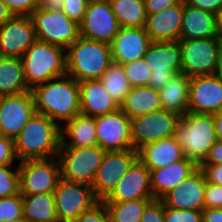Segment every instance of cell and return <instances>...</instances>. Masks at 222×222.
Returning a JSON list of instances; mask_svg holds the SVG:
<instances>
[{
  "label": "cell",
  "mask_w": 222,
  "mask_h": 222,
  "mask_svg": "<svg viewBox=\"0 0 222 222\" xmlns=\"http://www.w3.org/2000/svg\"><path fill=\"white\" fill-rule=\"evenodd\" d=\"M31 92L36 113L48 116L60 126L80 114L78 81L67 74L35 86Z\"/></svg>",
  "instance_id": "1"
},
{
  "label": "cell",
  "mask_w": 222,
  "mask_h": 222,
  "mask_svg": "<svg viewBox=\"0 0 222 222\" xmlns=\"http://www.w3.org/2000/svg\"><path fill=\"white\" fill-rule=\"evenodd\" d=\"M14 145L19 162L56 157L61 146V126L35 113L14 139Z\"/></svg>",
  "instance_id": "2"
},
{
  "label": "cell",
  "mask_w": 222,
  "mask_h": 222,
  "mask_svg": "<svg viewBox=\"0 0 222 222\" xmlns=\"http://www.w3.org/2000/svg\"><path fill=\"white\" fill-rule=\"evenodd\" d=\"M174 137L185 157L200 166L217 141L213 115L185 113L178 121Z\"/></svg>",
  "instance_id": "3"
},
{
  "label": "cell",
  "mask_w": 222,
  "mask_h": 222,
  "mask_svg": "<svg viewBox=\"0 0 222 222\" xmlns=\"http://www.w3.org/2000/svg\"><path fill=\"white\" fill-rule=\"evenodd\" d=\"M110 45L79 37L66 49V74L78 82L100 79L112 63Z\"/></svg>",
  "instance_id": "4"
},
{
  "label": "cell",
  "mask_w": 222,
  "mask_h": 222,
  "mask_svg": "<svg viewBox=\"0 0 222 222\" xmlns=\"http://www.w3.org/2000/svg\"><path fill=\"white\" fill-rule=\"evenodd\" d=\"M21 59L30 90L51 79L66 75V49L61 46L36 40Z\"/></svg>",
  "instance_id": "5"
},
{
  "label": "cell",
  "mask_w": 222,
  "mask_h": 222,
  "mask_svg": "<svg viewBox=\"0 0 222 222\" xmlns=\"http://www.w3.org/2000/svg\"><path fill=\"white\" fill-rule=\"evenodd\" d=\"M106 151L100 146L66 147L60 146L57 158L60 163L61 178L92 185Z\"/></svg>",
  "instance_id": "6"
},
{
  "label": "cell",
  "mask_w": 222,
  "mask_h": 222,
  "mask_svg": "<svg viewBox=\"0 0 222 222\" xmlns=\"http://www.w3.org/2000/svg\"><path fill=\"white\" fill-rule=\"evenodd\" d=\"M37 40L67 49L79 37V24L62 10H47L39 6L31 15Z\"/></svg>",
  "instance_id": "7"
},
{
  "label": "cell",
  "mask_w": 222,
  "mask_h": 222,
  "mask_svg": "<svg viewBox=\"0 0 222 222\" xmlns=\"http://www.w3.org/2000/svg\"><path fill=\"white\" fill-rule=\"evenodd\" d=\"M182 51L181 73L188 77L215 74L222 41L218 37L180 39Z\"/></svg>",
  "instance_id": "8"
},
{
  "label": "cell",
  "mask_w": 222,
  "mask_h": 222,
  "mask_svg": "<svg viewBox=\"0 0 222 222\" xmlns=\"http://www.w3.org/2000/svg\"><path fill=\"white\" fill-rule=\"evenodd\" d=\"M19 185L22 195L53 193L61 178L60 163L56 157L18 162Z\"/></svg>",
  "instance_id": "9"
},
{
  "label": "cell",
  "mask_w": 222,
  "mask_h": 222,
  "mask_svg": "<svg viewBox=\"0 0 222 222\" xmlns=\"http://www.w3.org/2000/svg\"><path fill=\"white\" fill-rule=\"evenodd\" d=\"M58 222H74L99 200L91 185L60 178L53 192Z\"/></svg>",
  "instance_id": "10"
},
{
  "label": "cell",
  "mask_w": 222,
  "mask_h": 222,
  "mask_svg": "<svg viewBox=\"0 0 222 222\" xmlns=\"http://www.w3.org/2000/svg\"><path fill=\"white\" fill-rule=\"evenodd\" d=\"M152 73L149 86L160 90L175 74L181 73L182 51L178 41L152 42L143 57Z\"/></svg>",
  "instance_id": "11"
},
{
  "label": "cell",
  "mask_w": 222,
  "mask_h": 222,
  "mask_svg": "<svg viewBox=\"0 0 222 222\" xmlns=\"http://www.w3.org/2000/svg\"><path fill=\"white\" fill-rule=\"evenodd\" d=\"M181 116L164 109L131 118L134 150L147 143L173 137Z\"/></svg>",
  "instance_id": "12"
},
{
  "label": "cell",
  "mask_w": 222,
  "mask_h": 222,
  "mask_svg": "<svg viewBox=\"0 0 222 222\" xmlns=\"http://www.w3.org/2000/svg\"><path fill=\"white\" fill-rule=\"evenodd\" d=\"M120 25L109 0H90L79 23L80 37L110 45Z\"/></svg>",
  "instance_id": "13"
},
{
  "label": "cell",
  "mask_w": 222,
  "mask_h": 222,
  "mask_svg": "<svg viewBox=\"0 0 222 222\" xmlns=\"http://www.w3.org/2000/svg\"><path fill=\"white\" fill-rule=\"evenodd\" d=\"M137 159L134 149L106 151L91 185L95 197L103 201Z\"/></svg>",
  "instance_id": "14"
},
{
  "label": "cell",
  "mask_w": 222,
  "mask_h": 222,
  "mask_svg": "<svg viewBox=\"0 0 222 222\" xmlns=\"http://www.w3.org/2000/svg\"><path fill=\"white\" fill-rule=\"evenodd\" d=\"M97 145L105 151L134 149L131 118L121 109L95 117Z\"/></svg>",
  "instance_id": "15"
},
{
  "label": "cell",
  "mask_w": 222,
  "mask_h": 222,
  "mask_svg": "<svg viewBox=\"0 0 222 222\" xmlns=\"http://www.w3.org/2000/svg\"><path fill=\"white\" fill-rule=\"evenodd\" d=\"M36 113L31 91L0 97V134L15 139Z\"/></svg>",
  "instance_id": "16"
},
{
  "label": "cell",
  "mask_w": 222,
  "mask_h": 222,
  "mask_svg": "<svg viewBox=\"0 0 222 222\" xmlns=\"http://www.w3.org/2000/svg\"><path fill=\"white\" fill-rule=\"evenodd\" d=\"M36 40L30 16L13 15L0 27V57L21 58Z\"/></svg>",
  "instance_id": "17"
},
{
  "label": "cell",
  "mask_w": 222,
  "mask_h": 222,
  "mask_svg": "<svg viewBox=\"0 0 222 222\" xmlns=\"http://www.w3.org/2000/svg\"><path fill=\"white\" fill-rule=\"evenodd\" d=\"M222 110V80L215 74L190 77L188 112L215 114Z\"/></svg>",
  "instance_id": "18"
},
{
  "label": "cell",
  "mask_w": 222,
  "mask_h": 222,
  "mask_svg": "<svg viewBox=\"0 0 222 222\" xmlns=\"http://www.w3.org/2000/svg\"><path fill=\"white\" fill-rule=\"evenodd\" d=\"M138 199H154L150 170L137 159L118 182L104 203H121Z\"/></svg>",
  "instance_id": "19"
},
{
  "label": "cell",
  "mask_w": 222,
  "mask_h": 222,
  "mask_svg": "<svg viewBox=\"0 0 222 222\" xmlns=\"http://www.w3.org/2000/svg\"><path fill=\"white\" fill-rule=\"evenodd\" d=\"M206 177L198 168L188 178L184 179L173 190L168 192L161 200L166 207L173 209H187L202 211L204 207V192Z\"/></svg>",
  "instance_id": "20"
},
{
  "label": "cell",
  "mask_w": 222,
  "mask_h": 222,
  "mask_svg": "<svg viewBox=\"0 0 222 222\" xmlns=\"http://www.w3.org/2000/svg\"><path fill=\"white\" fill-rule=\"evenodd\" d=\"M151 43L145 27H120L110 44L112 61L123 65L142 59Z\"/></svg>",
  "instance_id": "21"
},
{
  "label": "cell",
  "mask_w": 222,
  "mask_h": 222,
  "mask_svg": "<svg viewBox=\"0 0 222 222\" xmlns=\"http://www.w3.org/2000/svg\"><path fill=\"white\" fill-rule=\"evenodd\" d=\"M183 0L178 4L147 15L145 29L152 42L180 40Z\"/></svg>",
  "instance_id": "22"
},
{
  "label": "cell",
  "mask_w": 222,
  "mask_h": 222,
  "mask_svg": "<svg viewBox=\"0 0 222 222\" xmlns=\"http://www.w3.org/2000/svg\"><path fill=\"white\" fill-rule=\"evenodd\" d=\"M80 90V114L98 117L120 109V105L106 91L99 79L78 82Z\"/></svg>",
  "instance_id": "23"
},
{
  "label": "cell",
  "mask_w": 222,
  "mask_h": 222,
  "mask_svg": "<svg viewBox=\"0 0 222 222\" xmlns=\"http://www.w3.org/2000/svg\"><path fill=\"white\" fill-rule=\"evenodd\" d=\"M198 168L199 166L193 160L184 157L163 168L150 170L151 191L154 199H162Z\"/></svg>",
  "instance_id": "24"
},
{
  "label": "cell",
  "mask_w": 222,
  "mask_h": 222,
  "mask_svg": "<svg viewBox=\"0 0 222 222\" xmlns=\"http://www.w3.org/2000/svg\"><path fill=\"white\" fill-rule=\"evenodd\" d=\"M137 151L138 159L149 170L163 168L185 157L181 146L174 136L147 143Z\"/></svg>",
  "instance_id": "25"
},
{
  "label": "cell",
  "mask_w": 222,
  "mask_h": 222,
  "mask_svg": "<svg viewBox=\"0 0 222 222\" xmlns=\"http://www.w3.org/2000/svg\"><path fill=\"white\" fill-rule=\"evenodd\" d=\"M217 37L216 15L188 6L183 0L180 39H205Z\"/></svg>",
  "instance_id": "26"
},
{
  "label": "cell",
  "mask_w": 222,
  "mask_h": 222,
  "mask_svg": "<svg viewBox=\"0 0 222 222\" xmlns=\"http://www.w3.org/2000/svg\"><path fill=\"white\" fill-rule=\"evenodd\" d=\"M95 117L78 114L61 126V146H96Z\"/></svg>",
  "instance_id": "27"
},
{
  "label": "cell",
  "mask_w": 222,
  "mask_h": 222,
  "mask_svg": "<svg viewBox=\"0 0 222 222\" xmlns=\"http://www.w3.org/2000/svg\"><path fill=\"white\" fill-rule=\"evenodd\" d=\"M190 77L178 73L160 89L162 109L183 116L188 112Z\"/></svg>",
  "instance_id": "28"
},
{
  "label": "cell",
  "mask_w": 222,
  "mask_h": 222,
  "mask_svg": "<svg viewBox=\"0 0 222 222\" xmlns=\"http://www.w3.org/2000/svg\"><path fill=\"white\" fill-rule=\"evenodd\" d=\"M120 109L129 118L161 110L159 91L150 86L132 87L120 105Z\"/></svg>",
  "instance_id": "29"
},
{
  "label": "cell",
  "mask_w": 222,
  "mask_h": 222,
  "mask_svg": "<svg viewBox=\"0 0 222 222\" xmlns=\"http://www.w3.org/2000/svg\"><path fill=\"white\" fill-rule=\"evenodd\" d=\"M28 91L22 59L0 57V97Z\"/></svg>",
  "instance_id": "30"
},
{
  "label": "cell",
  "mask_w": 222,
  "mask_h": 222,
  "mask_svg": "<svg viewBox=\"0 0 222 222\" xmlns=\"http://www.w3.org/2000/svg\"><path fill=\"white\" fill-rule=\"evenodd\" d=\"M23 218L27 222H58L53 193L22 195Z\"/></svg>",
  "instance_id": "31"
},
{
  "label": "cell",
  "mask_w": 222,
  "mask_h": 222,
  "mask_svg": "<svg viewBox=\"0 0 222 222\" xmlns=\"http://www.w3.org/2000/svg\"><path fill=\"white\" fill-rule=\"evenodd\" d=\"M120 27L143 28L147 22L144 0H109Z\"/></svg>",
  "instance_id": "32"
},
{
  "label": "cell",
  "mask_w": 222,
  "mask_h": 222,
  "mask_svg": "<svg viewBox=\"0 0 222 222\" xmlns=\"http://www.w3.org/2000/svg\"><path fill=\"white\" fill-rule=\"evenodd\" d=\"M106 91L121 105L131 90V85L122 64L112 62L99 79Z\"/></svg>",
  "instance_id": "33"
},
{
  "label": "cell",
  "mask_w": 222,
  "mask_h": 222,
  "mask_svg": "<svg viewBox=\"0 0 222 222\" xmlns=\"http://www.w3.org/2000/svg\"><path fill=\"white\" fill-rule=\"evenodd\" d=\"M154 199L105 203L110 222H140L145 207Z\"/></svg>",
  "instance_id": "34"
},
{
  "label": "cell",
  "mask_w": 222,
  "mask_h": 222,
  "mask_svg": "<svg viewBox=\"0 0 222 222\" xmlns=\"http://www.w3.org/2000/svg\"><path fill=\"white\" fill-rule=\"evenodd\" d=\"M123 68L131 87L149 86L152 71L144 58L123 64Z\"/></svg>",
  "instance_id": "35"
},
{
  "label": "cell",
  "mask_w": 222,
  "mask_h": 222,
  "mask_svg": "<svg viewBox=\"0 0 222 222\" xmlns=\"http://www.w3.org/2000/svg\"><path fill=\"white\" fill-rule=\"evenodd\" d=\"M0 166V198L13 196L20 192L18 163ZM14 168V169H13Z\"/></svg>",
  "instance_id": "36"
},
{
  "label": "cell",
  "mask_w": 222,
  "mask_h": 222,
  "mask_svg": "<svg viewBox=\"0 0 222 222\" xmlns=\"http://www.w3.org/2000/svg\"><path fill=\"white\" fill-rule=\"evenodd\" d=\"M23 198L19 192L13 196L0 198V222L23 217Z\"/></svg>",
  "instance_id": "37"
},
{
  "label": "cell",
  "mask_w": 222,
  "mask_h": 222,
  "mask_svg": "<svg viewBox=\"0 0 222 222\" xmlns=\"http://www.w3.org/2000/svg\"><path fill=\"white\" fill-rule=\"evenodd\" d=\"M165 222H202V211L173 209L164 205Z\"/></svg>",
  "instance_id": "38"
},
{
  "label": "cell",
  "mask_w": 222,
  "mask_h": 222,
  "mask_svg": "<svg viewBox=\"0 0 222 222\" xmlns=\"http://www.w3.org/2000/svg\"><path fill=\"white\" fill-rule=\"evenodd\" d=\"M74 222H110L104 201L96 202L88 210L81 213Z\"/></svg>",
  "instance_id": "39"
},
{
  "label": "cell",
  "mask_w": 222,
  "mask_h": 222,
  "mask_svg": "<svg viewBox=\"0 0 222 222\" xmlns=\"http://www.w3.org/2000/svg\"><path fill=\"white\" fill-rule=\"evenodd\" d=\"M90 0H63L62 11L78 24L83 20Z\"/></svg>",
  "instance_id": "40"
},
{
  "label": "cell",
  "mask_w": 222,
  "mask_h": 222,
  "mask_svg": "<svg viewBox=\"0 0 222 222\" xmlns=\"http://www.w3.org/2000/svg\"><path fill=\"white\" fill-rule=\"evenodd\" d=\"M13 15L30 16L38 7V0H2Z\"/></svg>",
  "instance_id": "41"
},
{
  "label": "cell",
  "mask_w": 222,
  "mask_h": 222,
  "mask_svg": "<svg viewBox=\"0 0 222 222\" xmlns=\"http://www.w3.org/2000/svg\"><path fill=\"white\" fill-rule=\"evenodd\" d=\"M17 161L14 140L0 134V166L14 165Z\"/></svg>",
  "instance_id": "42"
},
{
  "label": "cell",
  "mask_w": 222,
  "mask_h": 222,
  "mask_svg": "<svg viewBox=\"0 0 222 222\" xmlns=\"http://www.w3.org/2000/svg\"><path fill=\"white\" fill-rule=\"evenodd\" d=\"M140 222H165L164 202L161 199L152 200L145 207Z\"/></svg>",
  "instance_id": "43"
},
{
  "label": "cell",
  "mask_w": 222,
  "mask_h": 222,
  "mask_svg": "<svg viewBox=\"0 0 222 222\" xmlns=\"http://www.w3.org/2000/svg\"><path fill=\"white\" fill-rule=\"evenodd\" d=\"M204 207L222 208V185H215L206 181Z\"/></svg>",
  "instance_id": "44"
},
{
  "label": "cell",
  "mask_w": 222,
  "mask_h": 222,
  "mask_svg": "<svg viewBox=\"0 0 222 222\" xmlns=\"http://www.w3.org/2000/svg\"><path fill=\"white\" fill-rule=\"evenodd\" d=\"M206 181L215 185H222V164H201Z\"/></svg>",
  "instance_id": "45"
},
{
  "label": "cell",
  "mask_w": 222,
  "mask_h": 222,
  "mask_svg": "<svg viewBox=\"0 0 222 222\" xmlns=\"http://www.w3.org/2000/svg\"><path fill=\"white\" fill-rule=\"evenodd\" d=\"M185 4L216 15L222 9V0H184Z\"/></svg>",
  "instance_id": "46"
},
{
  "label": "cell",
  "mask_w": 222,
  "mask_h": 222,
  "mask_svg": "<svg viewBox=\"0 0 222 222\" xmlns=\"http://www.w3.org/2000/svg\"><path fill=\"white\" fill-rule=\"evenodd\" d=\"M181 0H144L147 15L160 12L167 7L178 4Z\"/></svg>",
  "instance_id": "47"
},
{
  "label": "cell",
  "mask_w": 222,
  "mask_h": 222,
  "mask_svg": "<svg viewBox=\"0 0 222 222\" xmlns=\"http://www.w3.org/2000/svg\"><path fill=\"white\" fill-rule=\"evenodd\" d=\"M202 164H222V141L214 143Z\"/></svg>",
  "instance_id": "48"
},
{
  "label": "cell",
  "mask_w": 222,
  "mask_h": 222,
  "mask_svg": "<svg viewBox=\"0 0 222 222\" xmlns=\"http://www.w3.org/2000/svg\"><path fill=\"white\" fill-rule=\"evenodd\" d=\"M202 222H222V208H204Z\"/></svg>",
  "instance_id": "49"
},
{
  "label": "cell",
  "mask_w": 222,
  "mask_h": 222,
  "mask_svg": "<svg viewBox=\"0 0 222 222\" xmlns=\"http://www.w3.org/2000/svg\"><path fill=\"white\" fill-rule=\"evenodd\" d=\"M38 5L47 10H61L63 0H38Z\"/></svg>",
  "instance_id": "50"
},
{
  "label": "cell",
  "mask_w": 222,
  "mask_h": 222,
  "mask_svg": "<svg viewBox=\"0 0 222 222\" xmlns=\"http://www.w3.org/2000/svg\"><path fill=\"white\" fill-rule=\"evenodd\" d=\"M217 140L222 141V110L213 114Z\"/></svg>",
  "instance_id": "51"
},
{
  "label": "cell",
  "mask_w": 222,
  "mask_h": 222,
  "mask_svg": "<svg viewBox=\"0 0 222 222\" xmlns=\"http://www.w3.org/2000/svg\"><path fill=\"white\" fill-rule=\"evenodd\" d=\"M12 16L13 14L9 11L6 4L0 0V27Z\"/></svg>",
  "instance_id": "52"
},
{
  "label": "cell",
  "mask_w": 222,
  "mask_h": 222,
  "mask_svg": "<svg viewBox=\"0 0 222 222\" xmlns=\"http://www.w3.org/2000/svg\"><path fill=\"white\" fill-rule=\"evenodd\" d=\"M216 33L217 37L222 41V9L216 14Z\"/></svg>",
  "instance_id": "53"
},
{
  "label": "cell",
  "mask_w": 222,
  "mask_h": 222,
  "mask_svg": "<svg viewBox=\"0 0 222 222\" xmlns=\"http://www.w3.org/2000/svg\"><path fill=\"white\" fill-rule=\"evenodd\" d=\"M215 75L222 80V46L220 48L219 55H218V65H217Z\"/></svg>",
  "instance_id": "54"
},
{
  "label": "cell",
  "mask_w": 222,
  "mask_h": 222,
  "mask_svg": "<svg viewBox=\"0 0 222 222\" xmlns=\"http://www.w3.org/2000/svg\"><path fill=\"white\" fill-rule=\"evenodd\" d=\"M6 222H27L25 218L21 217L19 219H13L11 221H6Z\"/></svg>",
  "instance_id": "55"
}]
</instances>
